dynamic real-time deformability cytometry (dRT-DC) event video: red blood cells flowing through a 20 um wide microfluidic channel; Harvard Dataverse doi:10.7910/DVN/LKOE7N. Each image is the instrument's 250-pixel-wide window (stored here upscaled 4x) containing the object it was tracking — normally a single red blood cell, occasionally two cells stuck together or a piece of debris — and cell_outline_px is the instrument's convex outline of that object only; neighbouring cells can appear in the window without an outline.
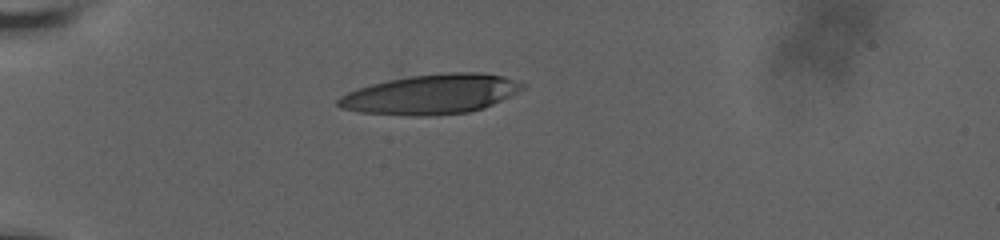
{"species": "human", "species_latin": "Homo sapiens", "temperature_condition": "room temperature", "stored_images_in_passage": 65, "camera_frame_rate_fps": 3000, "um_per_image_px": 0.085, "donor": {"sex": "male"}, "frame": {"image": 1, "passage_image": 1, "time_ms": 0.0, "image_size_px": [1000, 240], "cell_outline_px": [[528, 84], [524, 88], [484, 108], [468, 112], [436, 116], [412, 116], [360, 112], [340, 108], [336, 104], [336, 100], [340, 96], [348, 92], [372, 84], [388, 80], [408, 76], [448, 72], [480, 72], [504, 76]], "centroid_in_image_um": [36.65, 8.01], "position_along_channel_um": 48.4, "area_um2": 42.77}}
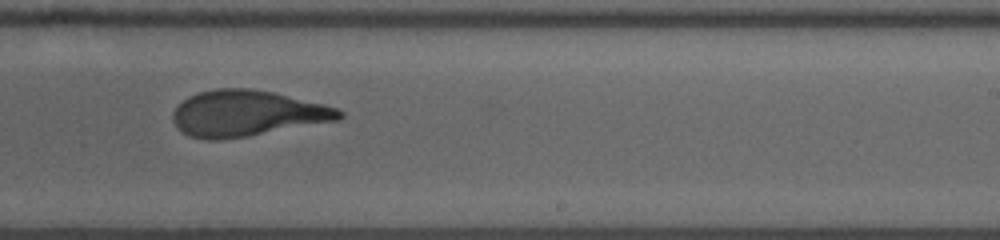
{"frame": {"image": 2, "passage_image": 32, "time_ms": 7.0, "image_size_px": [1000, 240], "cell_outline_px": [[344, 116], [340, 120], [248, 136], [220, 140], [208, 140], [188, 136], [176, 128], [172, 120], [172, 112], [188, 96], [200, 92], [216, 88], [248, 88], [272, 92], [324, 104], [336, 108], [344, 112]], "centroid_in_image_um": [20.98, 9.65], "position_along_channel_um": 268.0, "area_um2": 44.62}}
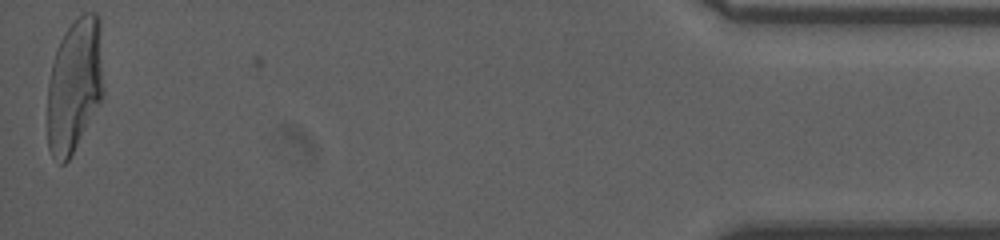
{"frame": {"image": 3, "passage_image": 64, "time_ms": 13.667, "image_size_px": [1000, 240], "cell_outline_px": [[104, 96], [68, 160], [64, 164], [60, 164], [52, 156], [48, 148], [48, 80], [52, 64], [60, 40], [64, 32], [84, 12], [96, 12], [100, 16], [104, 92]], "centroid_in_image_um": [6.36, 7.23], "position_along_channel_um": 428.8, "area_um2": 44.04}, "authors_computed_cell_mechanics": {"area_um2": 44.0436, "velocity_mm_per_s": 3.6313, "shape_relaxation_time_tau1_ms": 8.2353, "shape_relaxation_time_tau2_ms": 1.2983, "deformation_change_tau1": 0.2986, "deformation_change_tau2": 0.1031}}